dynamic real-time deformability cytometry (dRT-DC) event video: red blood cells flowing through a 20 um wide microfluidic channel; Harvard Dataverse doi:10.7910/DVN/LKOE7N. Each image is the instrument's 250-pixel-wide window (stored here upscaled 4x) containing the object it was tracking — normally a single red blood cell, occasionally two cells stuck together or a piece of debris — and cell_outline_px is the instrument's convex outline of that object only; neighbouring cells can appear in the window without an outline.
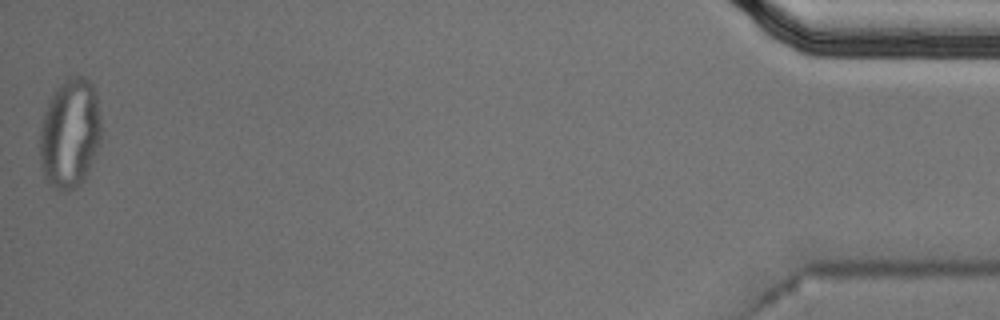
{"species": "Egyptian fruit bat (a non-hibernating species)", "species_latin": "Rousettus aegyptiacus", "temperature_condition": "cold", "stored_images_in_passage": 45, "segment_of_instrument_passage": [2, 2], "camera_frame_rate_fps": 3000, "um_per_image_px": 0.085, "animal": {"sex": "male"}, "frame": {"image": 1, "passage_image": 45, "time_ms": 14.667, "image_size_px": [1000, 320], "cell_outline_px": [[100, 144], [84, 180], [76, 188], [68, 192], [64, 192], [48, 184], [44, 180], [40, 164], [40, 132], [44, 112], [52, 92], [68, 76], [84, 76], [92, 84], [96, 92], [100, 120]], "centroid_in_image_um": [5.93, 11.36], "position_along_channel_um": 429.3, "area_um2": 39.71}}